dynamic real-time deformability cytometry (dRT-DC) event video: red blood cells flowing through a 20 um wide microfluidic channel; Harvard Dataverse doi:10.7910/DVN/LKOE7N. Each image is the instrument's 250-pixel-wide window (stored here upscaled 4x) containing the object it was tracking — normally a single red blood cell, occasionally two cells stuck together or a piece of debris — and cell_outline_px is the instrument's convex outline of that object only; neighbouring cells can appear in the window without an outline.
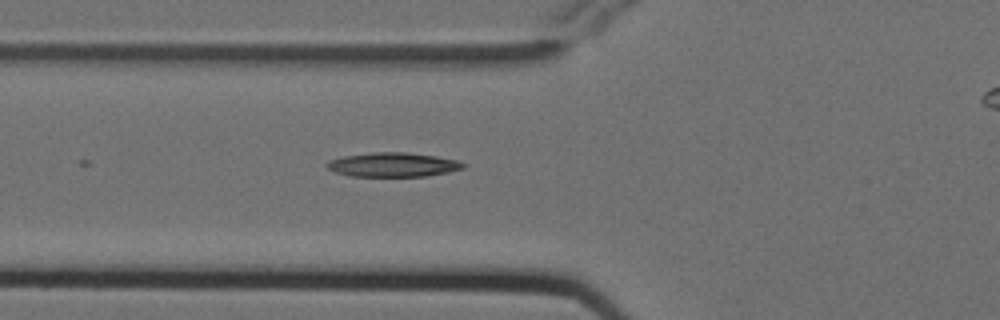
{"species": "Egyptian fruit bat (a non-hibernating species)", "species_latin": "Rousettus aegyptiacus", "temperature_condition": "cold", "stored_images_in_passage": 8, "segment_of_instrument_passage": [1, 2], "camera_frame_rate_fps": 3000, "um_per_image_px": 0.085, "animal": {"sex": "female"}, "frame": {"image": 1, "passage_image": 7, "time_ms": 2.0, "image_size_px": [1000, 320], "cell_outline_px": [[464, 168], [448, 172], [424, 176], [348, 176], [336, 172], [328, 168], [324, 164], [328, 160], [344, 156], [372, 152], [404, 152], [436, 156], [456, 160], [464, 164]], "centroid_in_image_um": [33.35, 13.99], "position_along_channel_um": 92.4, "area_um2": 19.13}}